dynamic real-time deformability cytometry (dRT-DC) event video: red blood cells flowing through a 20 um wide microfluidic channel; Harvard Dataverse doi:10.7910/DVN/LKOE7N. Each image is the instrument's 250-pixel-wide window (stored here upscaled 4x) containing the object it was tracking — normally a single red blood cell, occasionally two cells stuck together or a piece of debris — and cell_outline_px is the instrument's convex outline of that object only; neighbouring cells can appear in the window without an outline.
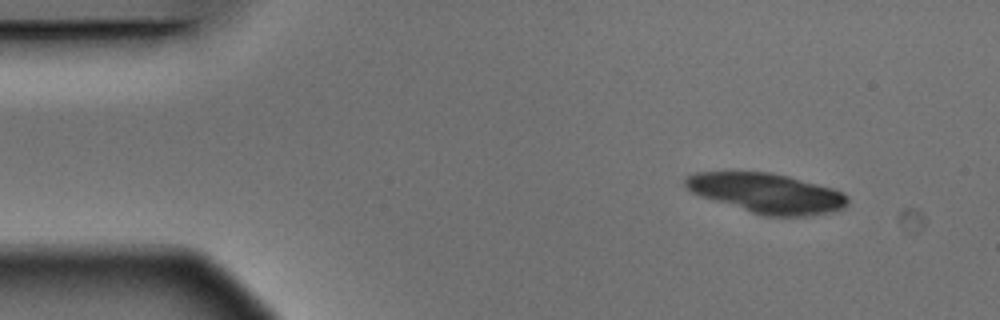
{"species": "Egyptian fruit bat (a non-hibernating species)", "species_latin": "Rousettus aegyptiacus", "temperature_condition": "warm", "stored_images_in_passage": 5, "camera_frame_rate_fps": 3000, "um_per_image_px": 0.085, "animal": {"sex": "male"}, "frame": {"image": 1, "passage_image": 1, "time_ms": 0.0, "image_size_px": [1000, 320], "cell_outline_px": [[848, 204], [844, 208], [832, 212], [804, 216], [764, 216], [700, 196], [692, 192], [680, 184], [684, 176], [696, 172], [772, 172], [788, 176], [832, 188], [844, 192], [848, 196]], "centroid_in_image_um": [65.14, 16.41], "position_along_channel_um": 19.9, "area_um2": 37.86}}